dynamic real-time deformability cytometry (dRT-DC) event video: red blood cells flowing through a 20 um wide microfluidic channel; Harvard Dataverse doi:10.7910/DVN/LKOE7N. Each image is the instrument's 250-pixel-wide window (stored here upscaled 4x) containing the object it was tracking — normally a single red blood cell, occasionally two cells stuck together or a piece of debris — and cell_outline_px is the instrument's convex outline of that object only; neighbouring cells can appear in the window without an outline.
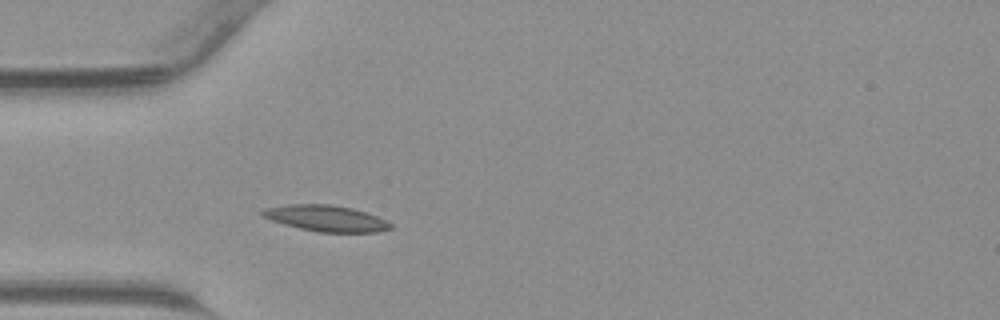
{"species": "common noctule bat (a hibernating species)", "species_latin": "Nyctalus noctula", "temperature_condition": "warm", "stored_images_in_passage": 33, "camera_frame_rate_fps": 3000, "um_per_image_px": 0.085, "animal": {"sex": "male", "body_mass_g": 23.1, "forearm_length_mm": 52.7}, "frame": {"image": 1, "passage_image": 5, "time_ms": 1.333, "image_size_px": [1000, 320], "cell_outline_px": [[392, 228], [380, 232], [320, 232], [300, 228], [284, 224], [272, 220], [264, 216], [260, 212], [264, 208], [288, 204], [332, 204], [352, 208], [376, 216], [392, 224]], "centroid_in_image_um": [27.72, 18.55], "position_along_channel_um": 57.3, "area_um2": 19.31}}
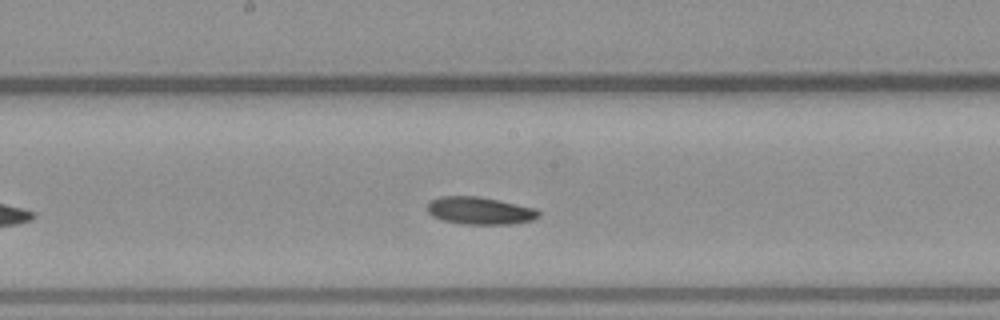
{"frame": {"image": 2, "passage_image": 15, "time_ms": 4.667, "image_size_px": [1000, 320], "cell_outline_px": [[540, 216], [532, 220], [512, 224], [464, 224], [444, 220], [432, 216], [428, 212], [428, 204], [432, 200], [440, 196], [480, 196], [536, 208], [540, 212]], "centroid_in_image_um": [40.81, 17.9], "position_along_channel_um": 207.4, "area_um2": 17.8}}
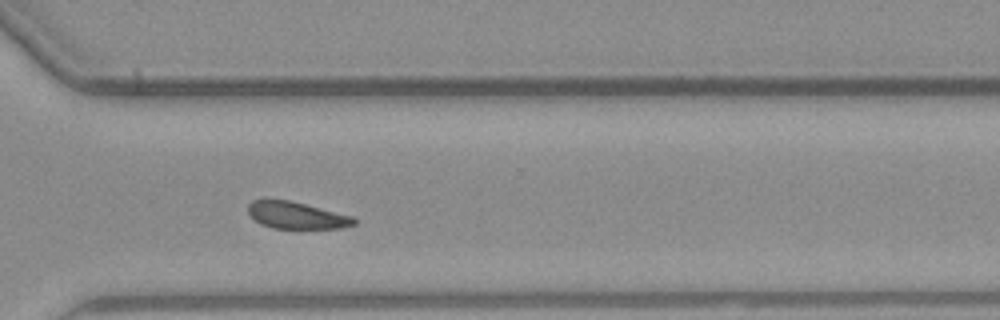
{"frame": {"image": 3, "passage_image": 24, "time_ms": 7.667, "image_size_px": [1000, 320], "cell_outline_px": [[356, 224], [340, 228], [272, 228], [260, 224], [248, 212], [248, 204], [252, 200], [288, 200], [352, 216], [356, 220]], "centroid_in_image_um": [25.19, 18.31], "position_along_channel_um": 345.4, "area_um2": 16.3}}